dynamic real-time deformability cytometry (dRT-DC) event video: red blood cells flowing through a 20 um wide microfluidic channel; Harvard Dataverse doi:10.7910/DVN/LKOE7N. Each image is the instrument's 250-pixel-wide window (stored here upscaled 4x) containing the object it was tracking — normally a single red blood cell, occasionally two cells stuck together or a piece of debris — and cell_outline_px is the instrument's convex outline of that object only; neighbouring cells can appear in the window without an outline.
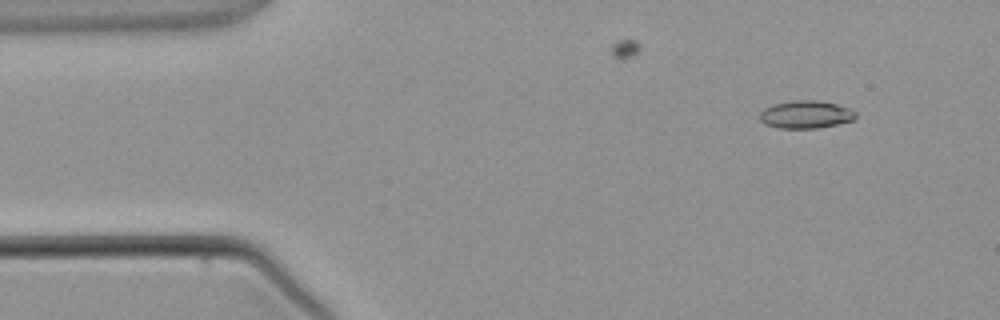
{"species": "common noctule bat (a hibernating species)", "species_latin": "Nyctalus noctula", "temperature_condition": "warm", "stored_images_in_passage": 3, "camera_frame_rate_fps": 3000, "um_per_image_px": 0.085, "animal": {"sex": "male", "body_mass_g": 21.5, "forearm_length_mm": 52.0}, "frame": {"image": 1, "passage_image": 1, "time_ms": 0.0, "image_size_px": [1000, 320], "cell_outline_px": [[856, 116], [852, 120], [836, 124], [816, 128], [780, 128], [764, 124], [760, 120], [760, 112], [764, 108], [772, 104], [792, 100], [816, 100], [836, 104], [848, 108], [856, 112]], "centroid_in_image_um": [68.45, 9.72], "position_along_channel_um": 16.6, "area_um2": 15.43}}
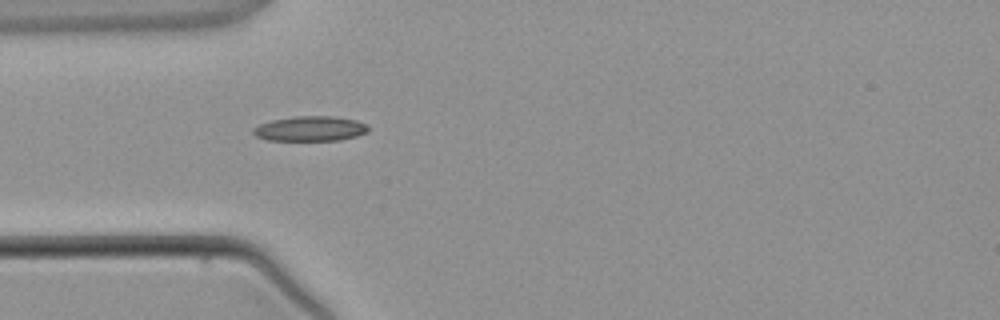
{"frame": {"image": 2, "passage_image": 3, "time_ms": 2.667, "image_size_px": [1000, 320], "cell_outline_px": [[368, 132], [356, 136], [340, 140], [268, 140], [256, 136], [252, 132], [252, 128], [260, 124], [272, 120], [296, 116], [332, 116], [356, 120], [364, 124], [368, 128]], "centroid_in_image_um": [26.35, 10.93], "position_along_channel_um": 58.7, "area_um2": 16.59}}